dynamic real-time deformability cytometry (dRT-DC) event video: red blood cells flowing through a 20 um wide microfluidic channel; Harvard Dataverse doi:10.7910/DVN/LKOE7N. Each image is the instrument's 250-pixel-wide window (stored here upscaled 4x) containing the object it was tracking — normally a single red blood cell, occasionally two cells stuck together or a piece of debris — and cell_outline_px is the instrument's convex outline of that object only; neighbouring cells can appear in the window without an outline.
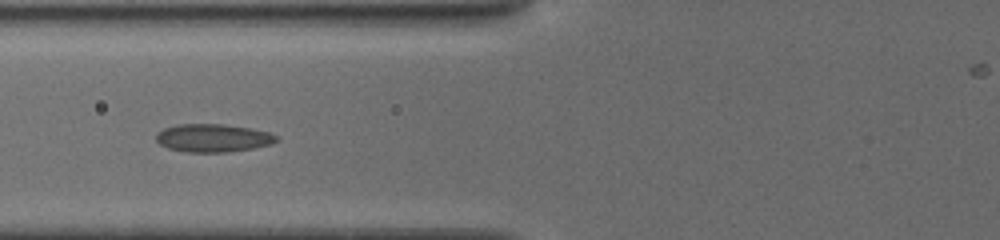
{"species": "common noctule bat (a hibernating species)", "species_latin": "Nyctalus noctula", "temperature_condition": "cold", "stored_images_in_passage": 6, "camera_frame_rate_fps": 3000, "um_per_image_px": 0.085, "animal": {"sex": "female", "body_mass_g": 19.5, "forearm_length_mm": 54.1}, "frame": {"image": 1, "passage_image": 5, "time_ms": 1.0, "image_size_px": [1000, 240], "cell_outline_px": [[276, 140], [272, 144], [252, 148], [228, 152], [184, 152], [168, 148], [160, 144], [156, 140], [156, 132], [164, 128], [176, 124], [220, 124], [248, 128], [268, 132], [276, 136]], "centroid_in_image_um": [18.04, 11.73], "position_along_channel_um": 107.8, "area_um2": 19.54}}